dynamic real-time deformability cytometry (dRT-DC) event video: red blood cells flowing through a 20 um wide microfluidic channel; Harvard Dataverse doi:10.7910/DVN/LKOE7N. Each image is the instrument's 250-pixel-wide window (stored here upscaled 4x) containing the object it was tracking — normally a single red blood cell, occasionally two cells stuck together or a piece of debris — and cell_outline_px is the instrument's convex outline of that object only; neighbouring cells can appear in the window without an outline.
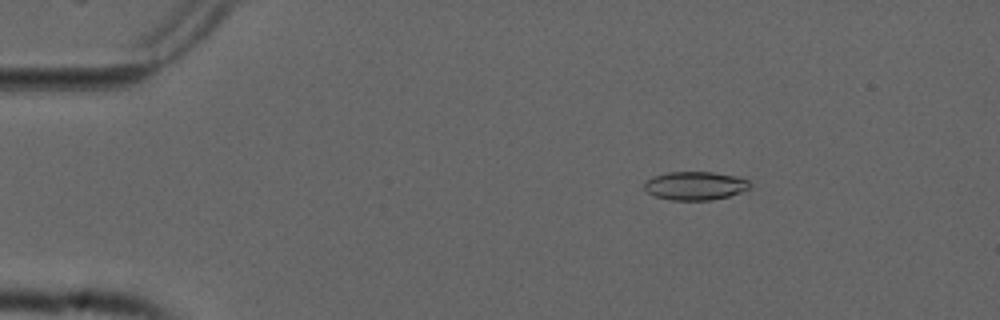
{"species": "common noctule bat (a hibernating species)", "species_latin": "Nyctalus noctula", "temperature_condition": "cold", "stored_images_in_passage": 39, "camera_frame_rate_fps": 3000, "um_per_image_px": 0.085, "animal": {"sex": "male", "forearm_length_mm": 52.5}, "frame": {"image": 1, "passage_image": 7, "time_ms": 2.0, "image_size_px": [1000, 320], "cell_outline_px": [[752, 184], [748, 188], [740, 192], [728, 196], [712, 200], [672, 200], [656, 196], [648, 192], [644, 188], [644, 180], [652, 176], [668, 172], [712, 172], [736, 176], [748, 180]], "centroid_in_image_um": [59.06, 15.78], "position_along_channel_um": 25.9, "area_um2": 17.51}}
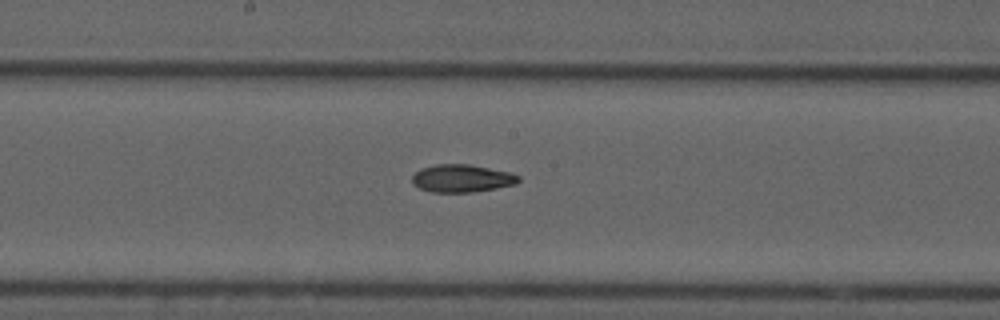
{"frame": {"image": 2, "passage_image": 27, "time_ms": 8.667, "image_size_px": [1000, 320], "cell_outline_px": [[520, 180], [516, 184], [496, 188], [472, 192], [432, 192], [420, 188], [412, 184], [412, 176], [420, 168], [436, 164], [468, 164], [512, 172], [520, 176]], "centroid_in_image_um": [39.27, 15.15], "position_along_channel_um": 208.9, "area_um2": 17.28}}
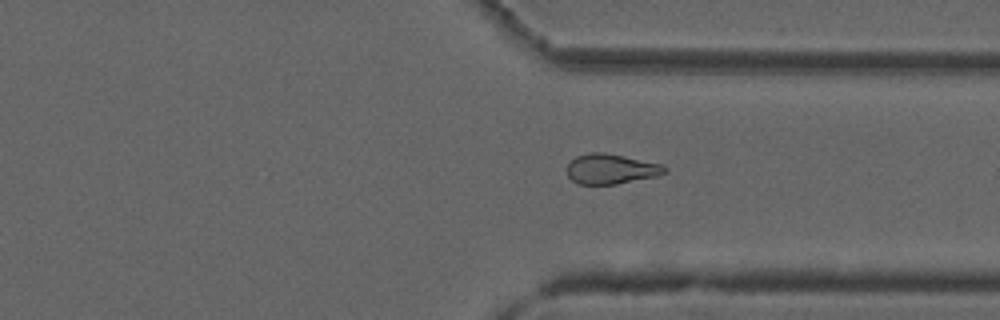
{"frame": {"image": 3, "passage_image": 39, "time_ms": 12.667, "image_size_px": [1000, 320], "cell_outline_px": [[668, 172], [656, 176], [616, 184], [580, 184], [572, 180], [568, 176], [564, 168], [568, 160], [576, 156], [588, 152], [604, 152], [664, 164], [668, 168]], "centroid_in_image_um": [51.9, 14.34], "position_along_channel_um": 359.5, "area_um2": 17.51}}